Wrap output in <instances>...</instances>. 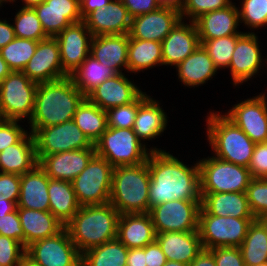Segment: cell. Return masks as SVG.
<instances>
[{
  "label": "cell",
  "instance_id": "e7e4bbea",
  "mask_svg": "<svg viewBox=\"0 0 267 266\" xmlns=\"http://www.w3.org/2000/svg\"><path fill=\"white\" fill-rule=\"evenodd\" d=\"M18 266H40V265L25 253L21 257Z\"/></svg>",
  "mask_w": 267,
  "mask_h": 266
},
{
  "label": "cell",
  "instance_id": "6125c7cd",
  "mask_svg": "<svg viewBox=\"0 0 267 266\" xmlns=\"http://www.w3.org/2000/svg\"><path fill=\"white\" fill-rule=\"evenodd\" d=\"M161 7H172L181 10L185 0H157Z\"/></svg>",
  "mask_w": 267,
  "mask_h": 266
},
{
  "label": "cell",
  "instance_id": "836d02e7",
  "mask_svg": "<svg viewBox=\"0 0 267 266\" xmlns=\"http://www.w3.org/2000/svg\"><path fill=\"white\" fill-rule=\"evenodd\" d=\"M48 195L49 211L65 226L80 208L72 183L49 178Z\"/></svg>",
  "mask_w": 267,
  "mask_h": 266
},
{
  "label": "cell",
  "instance_id": "8fae6325",
  "mask_svg": "<svg viewBox=\"0 0 267 266\" xmlns=\"http://www.w3.org/2000/svg\"><path fill=\"white\" fill-rule=\"evenodd\" d=\"M32 134L38 161L43 156L58 152L95 147L73 120L38 128Z\"/></svg>",
  "mask_w": 267,
  "mask_h": 266
},
{
  "label": "cell",
  "instance_id": "f1b7e54d",
  "mask_svg": "<svg viewBox=\"0 0 267 266\" xmlns=\"http://www.w3.org/2000/svg\"><path fill=\"white\" fill-rule=\"evenodd\" d=\"M48 185L49 177L39 164L21 175L17 208L49 211Z\"/></svg>",
  "mask_w": 267,
  "mask_h": 266
},
{
  "label": "cell",
  "instance_id": "89a4df30",
  "mask_svg": "<svg viewBox=\"0 0 267 266\" xmlns=\"http://www.w3.org/2000/svg\"><path fill=\"white\" fill-rule=\"evenodd\" d=\"M9 2V0H0V7L2 6L3 3Z\"/></svg>",
  "mask_w": 267,
  "mask_h": 266
},
{
  "label": "cell",
  "instance_id": "484cf974",
  "mask_svg": "<svg viewBox=\"0 0 267 266\" xmlns=\"http://www.w3.org/2000/svg\"><path fill=\"white\" fill-rule=\"evenodd\" d=\"M239 22L238 7L233 3L224 9L205 13L194 21L200 41L242 35L243 32L237 31Z\"/></svg>",
  "mask_w": 267,
  "mask_h": 266
},
{
  "label": "cell",
  "instance_id": "52a82bcc",
  "mask_svg": "<svg viewBox=\"0 0 267 266\" xmlns=\"http://www.w3.org/2000/svg\"><path fill=\"white\" fill-rule=\"evenodd\" d=\"M201 193L246 192L253 179L247 167L215 156L198 161Z\"/></svg>",
  "mask_w": 267,
  "mask_h": 266
},
{
  "label": "cell",
  "instance_id": "44dd1931",
  "mask_svg": "<svg viewBox=\"0 0 267 266\" xmlns=\"http://www.w3.org/2000/svg\"><path fill=\"white\" fill-rule=\"evenodd\" d=\"M95 154V147L58 152L43 156L38 164L50 179L71 182L85 169Z\"/></svg>",
  "mask_w": 267,
  "mask_h": 266
},
{
  "label": "cell",
  "instance_id": "5bb4252c",
  "mask_svg": "<svg viewBox=\"0 0 267 266\" xmlns=\"http://www.w3.org/2000/svg\"><path fill=\"white\" fill-rule=\"evenodd\" d=\"M267 96L259 94L235 104L224 115L254 143L267 142Z\"/></svg>",
  "mask_w": 267,
  "mask_h": 266
},
{
  "label": "cell",
  "instance_id": "9f6ffc18",
  "mask_svg": "<svg viewBox=\"0 0 267 266\" xmlns=\"http://www.w3.org/2000/svg\"><path fill=\"white\" fill-rule=\"evenodd\" d=\"M110 1L111 0H79L82 20L94 10L106 7Z\"/></svg>",
  "mask_w": 267,
  "mask_h": 266
},
{
  "label": "cell",
  "instance_id": "681fc988",
  "mask_svg": "<svg viewBox=\"0 0 267 266\" xmlns=\"http://www.w3.org/2000/svg\"><path fill=\"white\" fill-rule=\"evenodd\" d=\"M0 235L15 239L25 247V234L21 227L18 209L0 216Z\"/></svg>",
  "mask_w": 267,
  "mask_h": 266
},
{
  "label": "cell",
  "instance_id": "003e7915",
  "mask_svg": "<svg viewBox=\"0 0 267 266\" xmlns=\"http://www.w3.org/2000/svg\"><path fill=\"white\" fill-rule=\"evenodd\" d=\"M164 266H188L187 264L185 263H182V262H178V261H166L165 265Z\"/></svg>",
  "mask_w": 267,
  "mask_h": 266
},
{
  "label": "cell",
  "instance_id": "2e32d148",
  "mask_svg": "<svg viewBox=\"0 0 267 266\" xmlns=\"http://www.w3.org/2000/svg\"><path fill=\"white\" fill-rule=\"evenodd\" d=\"M92 37L83 21L71 24L55 36L60 48L62 68L69 76L90 55Z\"/></svg>",
  "mask_w": 267,
  "mask_h": 266
},
{
  "label": "cell",
  "instance_id": "d590c367",
  "mask_svg": "<svg viewBox=\"0 0 267 266\" xmlns=\"http://www.w3.org/2000/svg\"><path fill=\"white\" fill-rule=\"evenodd\" d=\"M73 121L87 138L95 144L108 128L106 111L85 98L78 106Z\"/></svg>",
  "mask_w": 267,
  "mask_h": 266
},
{
  "label": "cell",
  "instance_id": "db71d44e",
  "mask_svg": "<svg viewBox=\"0 0 267 266\" xmlns=\"http://www.w3.org/2000/svg\"><path fill=\"white\" fill-rule=\"evenodd\" d=\"M131 18L153 12L161 6L157 0H121Z\"/></svg>",
  "mask_w": 267,
  "mask_h": 266
},
{
  "label": "cell",
  "instance_id": "e575fe53",
  "mask_svg": "<svg viewBox=\"0 0 267 266\" xmlns=\"http://www.w3.org/2000/svg\"><path fill=\"white\" fill-rule=\"evenodd\" d=\"M128 72L138 73L156 65H163L162 43L152 40H141L129 35Z\"/></svg>",
  "mask_w": 267,
  "mask_h": 266
},
{
  "label": "cell",
  "instance_id": "d6986e66",
  "mask_svg": "<svg viewBox=\"0 0 267 266\" xmlns=\"http://www.w3.org/2000/svg\"><path fill=\"white\" fill-rule=\"evenodd\" d=\"M180 19L179 10L160 7L132 18L129 35L135 39L162 42Z\"/></svg>",
  "mask_w": 267,
  "mask_h": 266
},
{
  "label": "cell",
  "instance_id": "9c48e42d",
  "mask_svg": "<svg viewBox=\"0 0 267 266\" xmlns=\"http://www.w3.org/2000/svg\"><path fill=\"white\" fill-rule=\"evenodd\" d=\"M113 166L95 154L85 169L71 181L80 206L110 202Z\"/></svg>",
  "mask_w": 267,
  "mask_h": 266
},
{
  "label": "cell",
  "instance_id": "277c9868",
  "mask_svg": "<svg viewBox=\"0 0 267 266\" xmlns=\"http://www.w3.org/2000/svg\"><path fill=\"white\" fill-rule=\"evenodd\" d=\"M149 186L148 159L138 165L114 167L109 203L120 214L148 213Z\"/></svg>",
  "mask_w": 267,
  "mask_h": 266
},
{
  "label": "cell",
  "instance_id": "6da1fadb",
  "mask_svg": "<svg viewBox=\"0 0 267 266\" xmlns=\"http://www.w3.org/2000/svg\"><path fill=\"white\" fill-rule=\"evenodd\" d=\"M148 169L149 210L172 200H201L198 161L189 167L166 150L151 151Z\"/></svg>",
  "mask_w": 267,
  "mask_h": 266
},
{
  "label": "cell",
  "instance_id": "e0dca14e",
  "mask_svg": "<svg viewBox=\"0 0 267 266\" xmlns=\"http://www.w3.org/2000/svg\"><path fill=\"white\" fill-rule=\"evenodd\" d=\"M258 36L254 32H244L238 39L228 69L233 84H243L259 73L263 57Z\"/></svg>",
  "mask_w": 267,
  "mask_h": 266
},
{
  "label": "cell",
  "instance_id": "4dcf8cb0",
  "mask_svg": "<svg viewBox=\"0 0 267 266\" xmlns=\"http://www.w3.org/2000/svg\"><path fill=\"white\" fill-rule=\"evenodd\" d=\"M34 136L28 132L18 143L0 153V172L23 175L38 164Z\"/></svg>",
  "mask_w": 267,
  "mask_h": 266
},
{
  "label": "cell",
  "instance_id": "8d00e7d4",
  "mask_svg": "<svg viewBox=\"0 0 267 266\" xmlns=\"http://www.w3.org/2000/svg\"><path fill=\"white\" fill-rule=\"evenodd\" d=\"M239 249L245 266L267 263V228L259 219L252 222Z\"/></svg>",
  "mask_w": 267,
  "mask_h": 266
},
{
  "label": "cell",
  "instance_id": "7a4b0ae2",
  "mask_svg": "<svg viewBox=\"0 0 267 266\" xmlns=\"http://www.w3.org/2000/svg\"><path fill=\"white\" fill-rule=\"evenodd\" d=\"M86 96L70 76L37 86L30 132L70 120Z\"/></svg>",
  "mask_w": 267,
  "mask_h": 266
},
{
  "label": "cell",
  "instance_id": "4316f807",
  "mask_svg": "<svg viewBox=\"0 0 267 266\" xmlns=\"http://www.w3.org/2000/svg\"><path fill=\"white\" fill-rule=\"evenodd\" d=\"M156 241L168 261H178L187 265L203 250L198 231L157 233Z\"/></svg>",
  "mask_w": 267,
  "mask_h": 266
},
{
  "label": "cell",
  "instance_id": "ba28073f",
  "mask_svg": "<svg viewBox=\"0 0 267 266\" xmlns=\"http://www.w3.org/2000/svg\"><path fill=\"white\" fill-rule=\"evenodd\" d=\"M38 84L22 71H12L0 82V119L29 121Z\"/></svg>",
  "mask_w": 267,
  "mask_h": 266
},
{
  "label": "cell",
  "instance_id": "816d5d0a",
  "mask_svg": "<svg viewBox=\"0 0 267 266\" xmlns=\"http://www.w3.org/2000/svg\"><path fill=\"white\" fill-rule=\"evenodd\" d=\"M248 169L253 178H267V142L256 143Z\"/></svg>",
  "mask_w": 267,
  "mask_h": 266
},
{
  "label": "cell",
  "instance_id": "d6a6232c",
  "mask_svg": "<svg viewBox=\"0 0 267 266\" xmlns=\"http://www.w3.org/2000/svg\"><path fill=\"white\" fill-rule=\"evenodd\" d=\"M178 79L187 87H198L215 76L218 68L200 44L185 60L176 66Z\"/></svg>",
  "mask_w": 267,
  "mask_h": 266
},
{
  "label": "cell",
  "instance_id": "03108f58",
  "mask_svg": "<svg viewBox=\"0 0 267 266\" xmlns=\"http://www.w3.org/2000/svg\"><path fill=\"white\" fill-rule=\"evenodd\" d=\"M44 0H22V2H24L25 4H23L24 6H22L23 8H33L34 6L40 4L41 2H43ZM13 3L16 2L15 0H9V3Z\"/></svg>",
  "mask_w": 267,
  "mask_h": 266
},
{
  "label": "cell",
  "instance_id": "ffe728a7",
  "mask_svg": "<svg viewBox=\"0 0 267 266\" xmlns=\"http://www.w3.org/2000/svg\"><path fill=\"white\" fill-rule=\"evenodd\" d=\"M143 91L124 73L115 74L93 89L86 98L102 110L132 103Z\"/></svg>",
  "mask_w": 267,
  "mask_h": 266
},
{
  "label": "cell",
  "instance_id": "83f0119b",
  "mask_svg": "<svg viewBox=\"0 0 267 266\" xmlns=\"http://www.w3.org/2000/svg\"><path fill=\"white\" fill-rule=\"evenodd\" d=\"M167 118L159 101L142 92L138 96V112L132 129L141 141H149L164 132Z\"/></svg>",
  "mask_w": 267,
  "mask_h": 266
},
{
  "label": "cell",
  "instance_id": "be15d7a7",
  "mask_svg": "<svg viewBox=\"0 0 267 266\" xmlns=\"http://www.w3.org/2000/svg\"><path fill=\"white\" fill-rule=\"evenodd\" d=\"M12 70L9 68L8 64L5 62V60L1 56L0 52V82L8 76Z\"/></svg>",
  "mask_w": 267,
  "mask_h": 266
},
{
  "label": "cell",
  "instance_id": "74e56055",
  "mask_svg": "<svg viewBox=\"0 0 267 266\" xmlns=\"http://www.w3.org/2000/svg\"><path fill=\"white\" fill-rule=\"evenodd\" d=\"M127 254L128 248L114 239L85 251L81 266H126Z\"/></svg>",
  "mask_w": 267,
  "mask_h": 266
},
{
  "label": "cell",
  "instance_id": "b9f144b4",
  "mask_svg": "<svg viewBox=\"0 0 267 266\" xmlns=\"http://www.w3.org/2000/svg\"><path fill=\"white\" fill-rule=\"evenodd\" d=\"M240 36L241 35L225 36L217 39L200 41V44L208 52V55L213 60L214 65L218 69H225V67H229L237 39Z\"/></svg>",
  "mask_w": 267,
  "mask_h": 266
},
{
  "label": "cell",
  "instance_id": "680465c9",
  "mask_svg": "<svg viewBox=\"0 0 267 266\" xmlns=\"http://www.w3.org/2000/svg\"><path fill=\"white\" fill-rule=\"evenodd\" d=\"M7 22L6 20H0V49L15 38L13 24Z\"/></svg>",
  "mask_w": 267,
  "mask_h": 266
},
{
  "label": "cell",
  "instance_id": "cb8c5ba5",
  "mask_svg": "<svg viewBox=\"0 0 267 266\" xmlns=\"http://www.w3.org/2000/svg\"><path fill=\"white\" fill-rule=\"evenodd\" d=\"M128 44L129 34L93 36L90 56L112 69L116 74L122 73V67L128 72Z\"/></svg>",
  "mask_w": 267,
  "mask_h": 266
},
{
  "label": "cell",
  "instance_id": "91938a15",
  "mask_svg": "<svg viewBox=\"0 0 267 266\" xmlns=\"http://www.w3.org/2000/svg\"><path fill=\"white\" fill-rule=\"evenodd\" d=\"M188 266H216L213 255L208 250L201 253Z\"/></svg>",
  "mask_w": 267,
  "mask_h": 266
},
{
  "label": "cell",
  "instance_id": "f5cc1de1",
  "mask_svg": "<svg viewBox=\"0 0 267 266\" xmlns=\"http://www.w3.org/2000/svg\"><path fill=\"white\" fill-rule=\"evenodd\" d=\"M0 194L6 200L18 203L20 194V175L0 172Z\"/></svg>",
  "mask_w": 267,
  "mask_h": 266
},
{
  "label": "cell",
  "instance_id": "4fadbf2b",
  "mask_svg": "<svg viewBox=\"0 0 267 266\" xmlns=\"http://www.w3.org/2000/svg\"><path fill=\"white\" fill-rule=\"evenodd\" d=\"M25 253L40 266H81L82 261L65 228L53 237L31 243Z\"/></svg>",
  "mask_w": 267,
  "mask_h": 266
},
{
  "label": "cell",
  "instance_id": "2644e50d",
  "mask_svg": "<svg viewBox=\"0 0 267 266\" xmlns=\"http://www.w3.org/2000/svg\"><path fill=\"white\" fill-rule=\"evenodd\" d=\"M255 266H267V263H262V264L255 265Z\"/></svg>",
  "mask_w": 267,
  "mask_h": 266
},
{
  "label": "cell",
  "instance_id": "7bdbcfd3",
  "mask_svg": "<svg viewBox=\"0 0 267 266\" xmlns=\"http://www.w3.org/2000/svg\"><path fill=\"white\" fill-rule=\"evenodd\" d=\"M238 7L240 21L248 28H260L267 25V0H242Z\"/></svg>",
  "mask_w": 267,
  "mask_h": 266
},
{
  "label": "cell",
  "instance_id": "94428289",
  "mask_svg": "<svg viewBox=\"0 0 267 266\" xmlns=\"http://www.w3.org/2000/svg\"><path fill=\"white\" fill-rule=\"evenodd\" d=\"M17 209V203L6 200L5 196L0 194V216L7 215Z\"/></svg>",
  "mask_w": 267,
  "mask_h": 266
},
{
  "label": "cell",
  "instance_id": "9a60e30c",
  "mask_svg": "<svg viewBox=\"0 0 267 266\" xmlns=\"http://www.w3.org/2000/svg\"><path fill=\"white\" fill-rule=\"evenodd\" d=\"M22 72L37 84L69 76L62 68L60 48L55 37H48L38 42L34 55Z\"/></svg>",
  "mask_w": 267,
  "mask_h": 266
},
{
  "label": "cell",
  "instance_id": "60d3db41",
  "mask_svg": "<svg viewBox=\"0 0 267 266\" xmlns=\"http://www.w3.org/2000/svg\"><path fill=\"white\" fill-rule=\"evenodd\" d=\"M15 37L41 41L48 36L43 31L41 22L33 8H21L14 18Z\"/></svg>",
  "mask_w": 267,
  "mask_h": 266
},
{
  "label": "cell",
  "instance_id": "f35d334b",
  "mask_svg": "<svg viewBox=\"0 0 267 266\" xmlns=\"http://www.w3.org/2000/svg\"><path fill=\"white\" fill-rule=\"evenodd\" d=\"M116 73L101 64L92 56H88L82 64L71 74L76 87L87 96L93 89Z\"/></svg>",
  "mask_w": 267,
  "mask_h": 266
},
{
  "label": "cell",
  "instance_id": "c3c4849f",
  "mask_svg": "<svg viewBox=\"0 0 267 266\" xmlns=\"http://www.w3.org/2000/svg\"><path fill=\"white\" fill-rule=\"evenodd\" d=\"M18 120L0 119V153L8 146L18 143L28 132Z\"/></svg>",
  "mask_w": 267,
  "mask_h": 266
},
{
  "label": "cell",
  "instance_id": "1f68e13d",
  "mask_svg": "<svg viewBox=\"0 0 267 266\" xmlns=\"http://www.w3.org/2000/svg\"><path fill=\"white\" fill-rule=\"evenodd\" d=\"M17 209L25 234V248L37 240L57 235L65 227L50 211Z\"/></svg>",
  "mask_w": 267,
  "mask_h": 266
},
{
  "label": "cell",
  "instance_id": "603a6c76",
  "mask_svg": "<svg viewBox=\"0 0 267 266\" xmlns=\"http://www.w3.org/2000/svg\"><path fill=\"white\" fill-rule=\"evenodd\" d=\"M131 21L121 0H111L106 7L94 10L83 19L93 36L129 34Z\"/></svg>",
  "mask_w": 267,
  "mask_h": 266
},
{
  "label": "cell",
  "instance_id": "5b68a950",
  "mask_svg": "<svg viewBox=\"0 0 267 266\" xmlns=\"http://www.w3.org/2000/svg\"><path fill=\"white\" fill-rule=\"evenodd\" d=\"M218 113L211 111L206 119V134L214 156L248 168L256 143L224 114Z\"/></svg>",
  "mask_w": 267,
  "mask_h": 266
},
{
  "label": "cell",
  "instance_id": "ac0fdd59",
  "mask_svg": "<svg viewBox=\"0 0 267 266\" xmlns=\"http://www.w3.org/2000/svg\"><path fill=\"white\" fill-rule=\"evenodd\" d=\"M33 9L48 37H55L71 24L83 21L79 0H44Z\"/></svg>",
  "mask_w": 267,
  "mask_h": 266
},
{
  "label": "cell",
  "instance_id": "7dc6e473",
  "mask_svg": "<svg viewBox=\"0 0 267 266\" xmlns=\"http://www.w3.org/2000/svg\"><path fill=\"white\" fill-rule=\"evenodd\" d=\"M25 251L20 242L0 235V266H18Z\"/></svg>",
  "mask_w": 267,
  "mask_h": 266
},
{
  "label": "cell",
  "instance_id": "f6af8a7d",
  "mask_svg": "<svg viewBox=\"0 0 267 266\" xmlns=\"http://www.w3.org/2000/svg\"><path fill=\"white\" fill-rule=\"evenodd\" d=\"M232 4L230 0H185L182 9L180 10L181 19L189 17V21H195L201 15L220 10ZM184 17V18H183Z\"/></svg>",
  "mask_w": 267,
  "mask_h": 266
},
{
  "label": "cell",
  "instance_id": "f907efd6",
  "mask_svg": "<svg viewBox=\"0 0 267 266\" xmlns=\"http://www.w3.org/2000/svg\"><path fill=\"white\" fill-rule=\"evenodd\" d=\"M208 251L213 255L216 266H245L239 247H216Z\"/></svg>",
  "mask_w": 267,
  "mask_h": 266
},
{
  "label": "cell",
  "instance_id": "3957f363",
  "mask_svg": "<svg viewBox=\"0 0 267 266\" xmlns=\"http://www.w3.org/2000/svg\"><path fill=\"white\" fill-rule=\"evenodd\" d=\"M120 213L110 203L80 206L65 225L77 250L85 251L117 239Z\"/></svg>",
  "mask_w": 267,
  "mask_h": 266
},
{
  "label": "cell",
  "instance_id": "ab89813d",
  "mask_svg": "<svg viewBox=\"0 0 267 266\" xmlns=\"http://www.w3.org/2000/svg\"><path fill=\"white\" fill-rule=\"evenodd\" d=\"M39 41L15 37L0 49L1 56L12 71H23L34 55Z\"/></svg>",
  "mask_w": 267,
  "mask_h": 266
},
{
  "label": "cell",
  "instance_id": "6f0895ef",
  "mask_svg": "<svg viewBox=\"0 0 267 266\" xmlns=\"http://www.w3.org/2000/svg\"><path fill=\"white\" fill-rule=\"evenodd\" d=\"M126 266H146L145 265V247L128 249Z\"/></svg>",
  "mask_w": 267,
  "mask_h": 266
},
{
  "label": "cell",
  "instance_id": "11a10c76",
  "mask_svg": "<svg viewBox=\"0 0 267 266\" xmlns=\"http://www.w3.org/2000/svg\"><path fill=\"white\" fill-rule=\"evenodd\" d=\"M166 261V256L156 240L145 246L146 266H164Z\"/></svg>",
  "mask_w": 267,
  "mask_h": 266
},
{
  "label": "cell",
  "instance_id": "30bf717a",
  "mask_svg": "<svg viewBox=\"0 0 267 266\" xmlns=\"http://www.w3.org/2000/svg\"><path fill=\"white\" fill-rule=\"evenodd\" d=\"M256 218L199 215L198 232L204 250L216 247H239Z\"/></svg>",
  "mask_w": 267,
  "mask_h": 266
},
{
  "label": "cell",
  "instance_id": "7402d4cb",
  "mask_svg": "<svg viewBox=\"0 0 267 266\" xmlns=\"http://www.w3.org/2000/svg\"><path fill=\"white\" fill-rule=\"evenodd\" d=\"M161 43L163 65L176 67L200 45L195 23L180 19Z\"/></svg>",
  "mask_w": 267,
  "mask_h": 266
},
{
  "label": "cell",
  "instance_id": "7c38bea8",
  "mask_svg": "<svg viewBox=\"0 0 267 266\" xmlns=\"http://www.w3.org/2000/svg\"><path fill=\"white\" fill-rule=\"evenodd\" d=\"M201 200H172L149 210L156 234L198 231Z\"/></svg>",
  "mask_w": 267,
  "mask_h": 266
},
{
  "label": "cell",
  "instance_id": "ee69618b",
  "mask_svg": "<svg viewBox=\"0 0 267 266\" xmlns=\"http://www.w3.org/2000/svg\"><path fill=\"white\" fill-rule=\"evenodd\" d=\"M246 194L254 217L260 219L267 216V178H253Z\"/></svg>",
  "mask_w": 267,
  "mask_h": 266
},
{
  "label": "cell",
  "instance_id": "d4e9b609",
  "mask_svg": "<svg viewBox=\"0 0 267 266\" xmlns=\"http://www.w3.org/2000/svg\"><path fill=\"white\" fill-rule=\"evenodd\" d=\"M199 215L255 218L251 212L246 192L201 193Z\"/></svg>",
  "mask_w": 267,
  "mask_h": 266
},
{
  "label": "cell",
  "instance_id": "bcb514c9",
  "mask_svg": "<svg viewBox=\"0 0 267 266\" xmlns=\"http://www.w3.org/2000/svg\"><path fill=\"white\" fill-rule=\"evenodd\" d=\"M137 112L138 97L132 103L107 110V126L112 128H133Z\"/></svg>",
  "mask_w": 267,
  "mask_h": 266
},
{
  "label": "cell",
  "instance_id": "8992f818",
  "mask_svg": "<svg viewBox=\"0 0 267 266\" xmlns=\"http://www.w3.org/2000/svg\"><path fill=\"white\" fill-rule=\"evenodd\" d=\"M94 145L96 154L113 167L138 165L147 161L151 151H161L146 148L132 128L108 127Z\"/></svg>",
  "mask_w": 267,
  "mask_h": 266
},
{
  "label": "cell",
  "instance_id": "a7ac6f4b",
  "mask_svg": "<svg viewBox=\"0 0 267 266\" xmlns=\"http://www.w3.org/2000/svg\"><path fill=\"white\" fill-rule=\"evenodd\" d=\"M264 225L265 227L267 228V216H264L262 218L259 219Z\"/></svg>",
  "mask_w": 267,
  "mask_h": 266
},
{
  "label": "cell",
  "instance_id": "f546056e",
  "mask_svg": "<svg viewBox=\"0 0 267 266\" xmlns=\"http://www.w3.org/2000/svg\"><path fill=\"white\" fill-rule=\"evenodd\" d=\"M117 239L128 249L144 248L156 240L149 213L120 214Z\"/></svg>",
  "mask_w": 267,
  "mask_h": 266
}]
</instances>
